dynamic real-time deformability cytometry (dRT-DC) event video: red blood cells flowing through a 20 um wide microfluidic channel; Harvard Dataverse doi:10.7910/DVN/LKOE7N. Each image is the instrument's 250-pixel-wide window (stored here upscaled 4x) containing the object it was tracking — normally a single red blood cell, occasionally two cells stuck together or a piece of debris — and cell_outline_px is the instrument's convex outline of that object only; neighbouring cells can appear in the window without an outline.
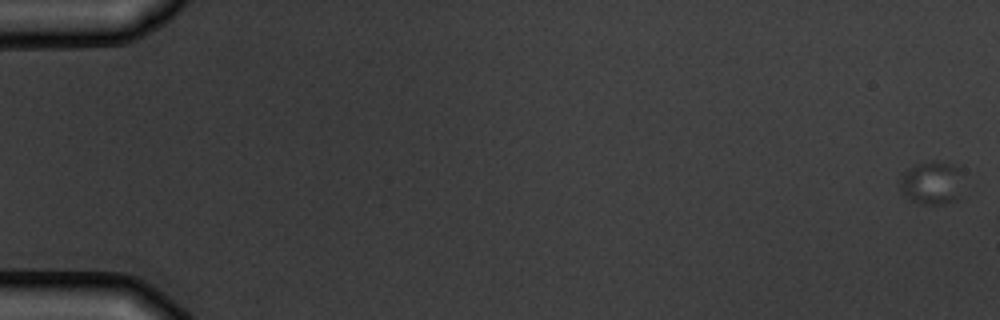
{"species": "common noctule bat (a hibernating species)", "species_latin": "Nyctalus noctula", "temperature_condition": "warm", "stored_images_in_passage": 5, "camera_frame_rate_fps": 3000, "um_per_image_px": 0.085, "animal": {"sex": "male", "body_mass_g": 19.5, "forearm_length_mm": 54.6}, "frame": {"image": 1, "passage_image": 1, "time_ms": 0.0, "image_size_px": [1000, 320], "cell_outline_px": [[956, 200], [944, 204], [916, 204], [904, 192], [900, 184], [900, 176], [904, 172], [916, 164], [932, 160], [940, 160], [956, 164]], "centroid_in_image_um": [79.1, 15.52], "position_along_channel_um": 5.9, "area_um2": 15.09}}